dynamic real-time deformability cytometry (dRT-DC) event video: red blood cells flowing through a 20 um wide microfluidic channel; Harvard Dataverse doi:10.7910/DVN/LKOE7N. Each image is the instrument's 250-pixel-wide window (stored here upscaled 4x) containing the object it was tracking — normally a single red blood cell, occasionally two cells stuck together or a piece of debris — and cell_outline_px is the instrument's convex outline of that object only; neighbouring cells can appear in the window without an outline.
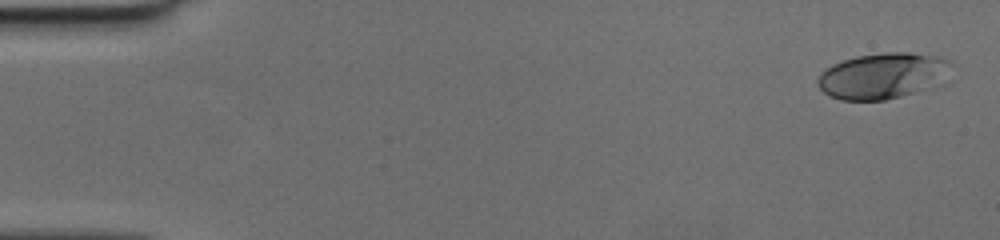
{"species": "human", "species_latin": "Homo sapiens", "temperature_condition": "cold", "stored_images_in_passage": 48, "camera_frame_rate_fps": 3000, "um_per_image_px": 0.085, "donor": {"sex": "female"}, "frame": {"image": 1, "passage_image": 1, "time_ms": 0.0, "image_size_px": [1000, 240], "cell_outline_px": [[944, 84], [900, 96], [884, 100], [840, 100], [824, 92], [816, 84], [816, 80], [820, 72], [832, 64], [856, 56], [888, 52], [908, 52], [944, 60]], "centroid_in_image_um": [74.89, 6.47], "position_along_channel_um": 10.1, "area_um2": 34.85}}
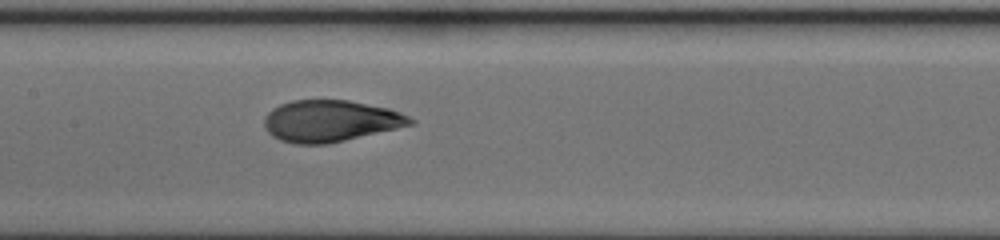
{"frame": {"image": 2, "passage_image": 24, "time_ms": 7.667, "image_size_px": [1000, 240], "cell_outline_px": [[416, 124], [328, 144], [292, 144], [280, 140], [272, 136], [264, 128], [264, 116], [272, 108], [280, 104], [292, 100], [348, 100], [388, 108], [400, 112], [416, 120]], "centroid_in_image_um": [28.07, 10.29], "position_along_channel_um": 179.3, "area_um2": 35.66}}
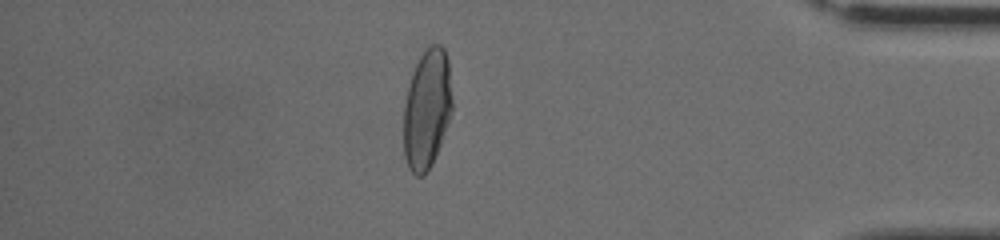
{"frame": {"image": 3, "passage_image": 42, "time_ms": 13.667, "image_size_px": [1000, 240], "cell_outline_px": [[452, 108], [440, 144], [424, 176], [416, 176], [408, 168], [404, 156], [404, 104], [408, 84], [412, 72], [420, 56], [432, 44], [440, 44], [444, 48], [448, 60], [452, 100]], "centroid_in_image_um": [36.27, 9.24], "position_along_channel_um": 398.9, "area_um2": 33.47}}